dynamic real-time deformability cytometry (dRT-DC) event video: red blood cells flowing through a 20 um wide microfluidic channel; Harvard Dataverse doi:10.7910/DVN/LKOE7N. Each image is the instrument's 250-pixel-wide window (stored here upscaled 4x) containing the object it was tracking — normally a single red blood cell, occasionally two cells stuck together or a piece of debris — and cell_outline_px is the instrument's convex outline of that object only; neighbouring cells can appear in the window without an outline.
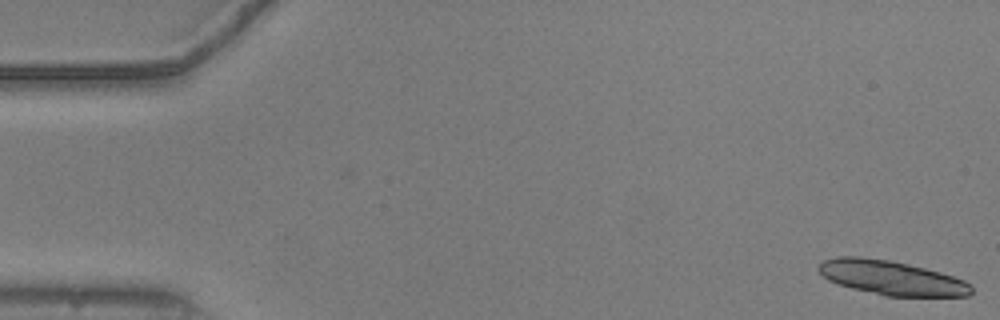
{"species": "common noctule bat (a hibernating species)", "species_latin": "Nyctalus noctula", "temperature_condition": "warm", "stored_images_in_passage": 54, "camera_frame_rate_fps": 3000, "um_per_image_px": 0.085, "animal": {"sex": "male", "body_mass_g": 20.5, "forearm_length_mm": 52.5}, "frame": {"image": 1, "passage_image": 1, "time_ms": 0.0, "image_size_px": [1000, 320], "cell_outline_px": [[972, 292], [968, 296], [884, 296], [852, 288], [828, 280], [816, 268], [824, 260], [836, 256], [860, 256], [888, 260], [924, 268], [940, 272], [964, 280], [972, 284]], "centroid_in_image_um": [75.77, 23.61], "position_along_channel_um": 9.2, "area_um2": 30.4}}
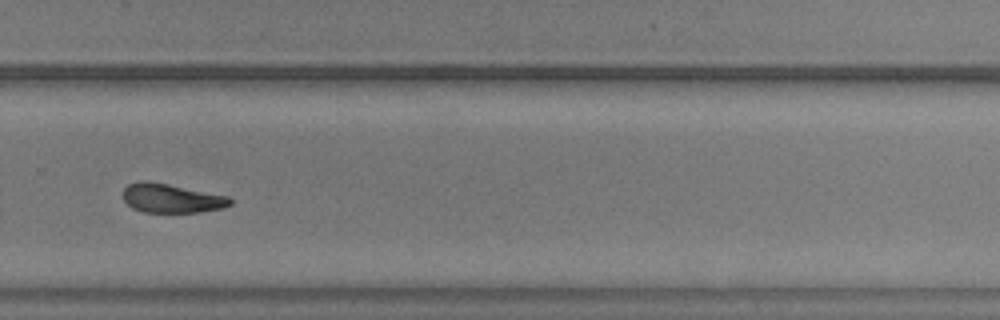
{"frame": {"image": 2, "passage_image": 37, "time_ms": 12.0, "image_size_px": [1000, 320], "cell_outline_px": [[232, 204], [224, 208], [200, 212], [144, 212], [132, 208], [124, 200], [124, 188], [128, 184], [140, 180], [148, 180], [228, 196], [232, 200]], "centroid_in_image_um": [14.58, 16.85], "position_along_channel_um": 315.2, "area_um2": 18.15}}
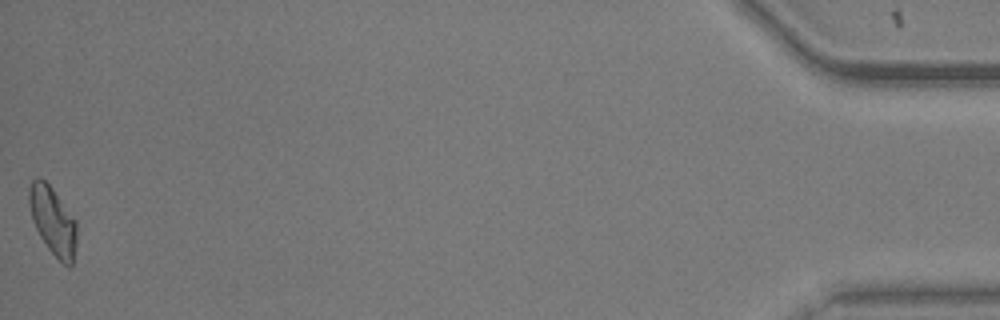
{"frame": {"image": 3, "passage_image": 54, "time_ms": 17.667, "image_size_px": [1000, 320], "cell_outline_px": [[76, 244], [72, 268], [68, 268], [48, 248], [40, 236], [32, 220], [28, 204], [28, 188], [32, 180], [36, 176], [40, 176], [52, 188], [76, 220]], "centroid_in_image_um": [4.48, 18.76], "position_along_channel_um": 430.7, "area_um2": 19.02}, "authors_computed_cell_mechanics": {"area_um2": 19.3052, "velocity_mm_per_s": 3.7669, "shape_relaxation_time_tau1_ms": 4.6174, "shape_relaxation_time_tau2_ms": 4.6357, "deformation_change_tau1": 0.153, "deformation_change_tau2": 0.1388}}